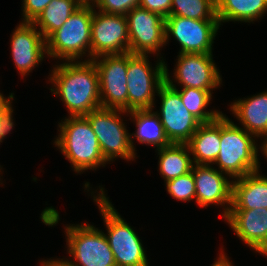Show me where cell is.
<instances>
[{
	"instance_id": "8",
	"label": "cell",
	"mask_w": 267,
	"mask_h": 266,
	"mask_svg": "<svg viewBox=\"0 0 267 266\" xmlns=\"http://www.w3.org/2000/svg\"><path fill=\"white\" fill-rule=\"evenodd\" d=\"M66 258L74 266H116L113 252L101 229L91 223L67 224L64 227ZM70 257L73 258L70 260Z\"/></svg>"
},
{
	"instance_id": "3",
	"label": "cell",
	"mask_w": 267,
	"mask_h": 266,
	"mask_svg": "<svg viewBox=\"0 0 267 266\" xmlns=\"http://www.w3.org/2000/svg\"><path fill=\"white\" fill-rule=\"evenodd\" d=\"M90 193L106 226L107 233L104 235L113 252L116 266H149L142 240L117 212L102 185Z\"/></svg>"
},
{
	"instance_id": "13",
	"label": "cell",
	"mask_w": 267,
	"mask_h": 266,
	"mask_svg": "<svg viewBox=\"0 0 267 266\" xmlns=\"http://www.w3.org/2000/svg\"><path fill=\"white\" fill-rule=\"evenodd\" d=\"M160 111H154L170 143L186 144L202 124L184 106L180 94L166 82L158 89Z\"/></svg>"
},
{
	"instance_id": "24",
	"label": "cell",
	"mask_w": 267,
	"mask_h": 266,
	"mask_svg": "<svg viewBox=\"0 0 267 266\" xmlns=\"http://www.w3.org/2000/svg\"><path fill=\"white\" fill-rule=\"evenodd\" d=\"M84 2L82 0H52L32 22L46 40L58 30Z\"/></svg>"
},
{
	"instance_id": "23",
	"label": "cell",
	"mask_w": 267,
	"mask_h": 266,
	"mask_svg": "<svg viewBox=\"0 0 267 266\" xmlns=\"http://www.w3.org/2000/svg\"><path fill=\"white\" fill-rule=\"evenodd\" d=\"M155 152L159 157L158 171L164 182L185 175L192 170L194 164L187 144L171 143L166 147L156 149Z\"/></svg>"
},
{
	"instance_id": "4",
	"label": "cell",
	"mask_w": 267,
	"mask_h": 266,
	"mask_svg": "<svg viewBox=\"0 0 267 266\" xmlns=\"http://www.w3.org/2000/svg\"><path fill=\"white\" fill-rule=\"evenodd\" d=\"M256 140V141H255ZM221 145L214 164L232 180L258 171L259 145L257 138L221 114Z\"/></svg>"
},
{
	"instance_id": "32",
	"label": "cell",
	"mask_w": 267,
	"mask_h": 266,
	"mask_svg": "<svg viewBox=\"0 0 267 266\" xmlns=\"http://www.w3.org/2000/svg\"><path fill=\"white\" fill-rule=\"evenodd\" d=\"M40 266H74L66 258H56V259H48L42 260Z\"/></svg>"
},
{
	"instance_id": "14",
	"label": "cell",
	"mask_w": 267,
	"mask_h": 266,
	"mask_svg": "<svg viewBox=\"0 0 267 266\" xmlns=\"http://www.w3.org/2000/svg\"><path fill=\"white\" fill-rule=\"evenodd\" d=\"M129 52L126 15L108 14L93 7L91 23V60L112 54Z\"/></svg>"
},
{
	"instance_id": "34",
	"label": "cell",
	"mask_w": 267,
	"mask_h": 266,
	"mask_svg": "<svg viewBox=\"0 0 267 266\" xmlns=\"http://www.w3.org/2000/svg\"><path fill=\"white\" fill-rule=\"evenodd\" d=\"M262 143L259 145V149L261 151V154L265 156V158L267 159V137L261 141Z\"/></svg>"
},
{
	"instance_id": "5",
	"label": "cell",
	"mask_w": 267,
	"mask_h": 266,
	"mask_svg": "<svg viewBox=\"0 0 267 266\" xmlns=\"http://www.w3.org/2000/svg\"><path fill=\"white\" fill-rule=\"evenodd\" d=\"M92 17L93 5L84 2L46 39L47 57L60 61H78L83 57L87 58L84 60H91Z\"/></svg>"
},
{
	"instance_id": "31",
	"label": "cell",
	"mask_w": 267,
	"mask_h": 266,
	"mask_svg": "<svg viewBox=\"0 0 267 266\" xmlns=\"http://www.w3.org/2000/svg\"><path fill=\"white\" fill-rule=\"evenodd\" d=\"M172 0H140L139 6L166 18L171 13Z\"/></svg>"
},
{
	"instance_id": "1",
	"label": "cell",
	"mask_w": 267,
	"mask_h": 266,
	"mask_svg": "<svg viewBox=\"0 0 267 266\" xmlns=\"http://www.w3.org/2000/svg\"><path fill=\"white\" fill-rule=\"evenodd\" d=\"M49 76L51 93L61 99L68 116H85L101 107L99 76L93 60L63 61L53 65Z\"/></svg>"
},
{
	"instance_id": "29",
	"label": "cell",
	"mask_w": 267,
	"mask_h": 266,
	"mask_svg": "<svg viewBox=\"0 0 267 266\" xmlns=\"http://www.w3.org/2000/svg\"><path fill=\"white\" fill-rule=\"evenodd\" d=\"M139 2L140 0H93L91 4L96 10L104 13L126 15L139 6Z\"/></svg>"
},
{
	"instance_id": "25",
	"label": "cell",
	"mask_w": 267,
	"mask_h": 266,
	"mask_svg": "<svg viewBox=\"0 0 267 266\" xmlns=\"http://www.w3.org/2000/svg\"><path fill=\"white\" fill-rule=\"evenodd\" d=\"M169 86L180 94L181 101L186 109L201 123H211L222 114L220 110H206L213 97L210 91L197 88H180V90L176 84Z\"/></svg>"
},
{
	"instance_id": "11",
	"label": "cell",
	"mask_w": 267,
	"mask_h": 266,
	"mask_svg": "<svg viewBox=\"0 0 267 266\" xmlns=\"http://www.w3.org/2000/svg\"><path fill=\"white\" fill-rule=\"evenodd\" d=\"M93 61L99 76L101 107L128 112V52L102 55Z\"/></svg>"
},
{
	"instance_id": "20",
	"label": "cell",
	"mask_w": 267,
	"mask_h": 266,
	"mask_svg": "<svg viewBox=\"0 0 267 266\" xmlns=\"http://www.w3.org/2000/svg\"><path fill=\"white\" fill-rule=\"evenodd\" d=\"M221 115L211 123H202L186 143L193 164L213 165L221 145Z\"/></svg>"
},
{
	"instance_id": "21",
	"label": "cell",
	"mask_w": 267,
	"mask_h": 266,
	"mask_svg": "<svg viewBox=\"0 0 267 266\" xmlns=\"http://www.w3.org/2000/svg\"><path fill=\"white\" fill-rule=\"evenodd\" d=\"M128 115H130L129 120L134 122L133 124L137 127L134 133H130V142L135 153L137 150L134 146V139L140 144L152 145L156 149L171 144L154 109L133 110L128 112Z\"/></svg>"
},
{
	"instance_id": "33",
	"label": "cell",
	"mask_w": 267,
	"mask_h": 266,
	"mask_svg": "<svg viewBox=\"0 0 267 266\" xmlns=\"http://www.w3.org/2000/svg\"><path fill=\"white\" fill-rule=\"evenodd\" d=\"M220 254L218 259H215L214 263L211 266H234L233 263L230 261L222 247L220 248Z\"/></svg>"
},
{
	"instance_id": "26",
	"label": "cell",
	"mask_w": 267,
	"mask_h": 266,
	"mask_svg": "<svg viewBox=\"0 0 267 266\" xmlns=\"http://www.w3.org/2000/svg\"><path fill=\"white\" fill-rule=\"evenodd\" d=\"M170 15L196 20H218L216 0H172Z\"/></svg>"
},
{
	"instance_id": "6",
	"label": "cell",
	"mask_w": 267,
	"mask_h": 266,
	"mask_svg": "<svg viewBox=\"0 0 267 266\" xmlns=\"http://www.w3.org/2000/svg\"><path fill=\"white\" fill-rule=\"evenodd\" d=\"M123 115L129 116L127 111L102 107L85 115L107 163L118 157L128 162L138 157L131 146L130 134L123 122Z\"/></svg>"
},
{
	"instance_id": "10",
	"label": "cell",
	"mask_w": 267,
	"mask_h": 266,
	"mask_svg": "<svg viewBox=\"0 0 267 266\" xmlns=\"http://www.w3.org/2000/svg\"><path fill=\"white\" fill-rule=\"evenodd\" d=\"M220 27L218 20L169 15L165 18V45L172 35L180 44L178 53L213 54L214 40Z\"/></svg>"
},
{
	"instance_id": "35",
	"label": "cell",
	"mask_w": 267,
	"mask_h": 266,
	"mask_svg": "<svg viewBox=\"0 0 267 266\" xmlns=\"http://www.w3.org/2000/svg\"><path fill=\"white\" fill-rule=\"evenodd\" d=\"M5 95L0 92V99L3 98Z\"/></svg>"
},
{
	"instance_id": "19",
	"label": "cell",
	"mask_w": 267,
	"mask_h": 266,
	"mask_svg": "<svg viewBox=\"0 0 267 266\" xmlns=\"http://www.w3.org/2000/svg\"><path fill=\"white\" fill-rule=\"evenodd\" d=\"M258 171L232 182V205L230 210L267 209V176Z\"/></svg>"
},
{
	"instance_id": "17",
	"label": "cell",
	"mask_w": 267,
	"mask_h": 266,
	"mask_svg": "<svg viewBox=\"0 0 267 266\" xmlns=\"http://www.w3.org/2000/svg\"><path fill=\"white\" fill-rule=\"evenodd\" d=\"M239 240L250 250L267 255V209L229 210L224 218Z\"/></svg>"
},
{
	"instance_id": "27",
	"label": "cell",
	"mask_w": 267,
	"mask_h": 266,
	"mask_svg": "<svg viewBox=\"0 0 267 266\" xmlns=\"http://www.w3.org/2000/svg\"><path fill=\"white\" fill-rule=\"evenodd\" d=\"M165 187L170 196L177 201L190 202L195 199L196 203L195 180L192 171L165 182Z\"/></svg>"
},
{
	"instance_id": "15",
	"label": "cell",
	"mask_w": 267,
	"mask_h": 266,
	"mask_svg": "<svg viewBox=\"0 0 267 266\" xmlns=\"http://www.w3.org/2000/svg\"><path fill=\"white\" fill-rule=\"evenodd\" d=\"M191 171L195 180L197 205L201 208L210 205L222 206L221 216L224 219L232 205L233 180L213 165L194 164Z\"/></svg>"
},
{
	"instance_id": "9",
	"label": "cell",
	"mask_w": 267,
	"mask_h": 266,
	"mask_svg": "<svg viewBox=\"0 0 267 266\" xmlns=\"http://www.w3.org/2000/svg\"><path fill=\"white\" fill-rule=\"evenodd\" d=\"M176 60L173 77L165 63V82L168 85L176 83L179 88H197L211 93L221 87L222 77L213 54L179 53Z\"/></svg>"
},
{
	"instance_id": "2",
	"label": "cell",
	"mask_w": 267,
	"mask_h": 266,
	"mask_svg": "<svg viewBox=\"0 0 267 266\" xmlns=\"http://www.w3.org/2000/svg\"><path fill=\"white\" fill-rule=\"evenodd\" d=\"M58 123L59 133L53 143L70 162L75 173L94 171L108 164L85 116H67Z\"/></svg>"
},
{
	"instance_id": "7",
	"label": "cell",
	"mask_w": 267,
	"mask_h": 266,
	"mask_svg": "<svg viewBox=\"0 0 267 266\" xmlns=\"http://www.w3.org/2000/svg\"><path fill=\"white\" fill-rule=\"evenodd\" d=\"M149 58L148 55L128 52V112L156 107L155 95L165 82V61L162 56L153 67Z\"/></svg>"
},
{
	"instance_id": "36",
	"label": "cell",
	"mask_w": 267,
	"mask_h": 266,
	"mask_svg": "<svg viewBox=\"0 0 267 266\" xmlns=\"http://www.w3.org/2000/svg\"><path fill=\"white\" fill-rule=\"evenodd\" d=\"M83 2H92L93 0H82Z\"/></svg>"
},
{
	"instance_id": "18",
	"label": "cell",
	"mask_w": 267,
	"mask_h": 266,
	"mask_svg": "<svg viewBox=\"0 0 267 266\" xmlns=\"http://www.w3.org/2000/svg\"><path fill=\"white\" fill-rule=\"evenodd\" d=\"M229 109L246 132L261 140L267 137V90L233 100Z\"/></svg>"
},
{
	"instance_id": "16",
	"label": "cell",
	"mask_w": 267,
	"mask_h": 266,
	"mask_svg": "<svg viewBox=\"0 0 267 266\" xmlns=\"http://www.w3.org/2000/svg\"><path fill=\"white\" fill-rule=\"evenodd\" d=\"M12 60L22 77L29 75L46 57V40L31 22H20L10 36Z\"/></svg>"
},
{
	"instance_id": "22",
	"label": "cell",
	"mask_w": 267,
	"mask_h": 266,
	"mask_svg": "<svg viewBox=\"0 0 267 266\" xmlns=\"http://www.w3.org/2000/svg\"><path fill=\"white\" fill-rule=\"evenodd\" d=\"M267 14V0H216L219 24L225 22L253 23Z\"/></svg>"
},
{
	"instance_id": "28",
	"label": "cell",
	"mask_w": 267,
	"mask_h": 266,
	"mask_svg": "<svg viewBox=\"0 0 267 266\" xmlns=\"http://www.w3.org/2000/svg\"><path fill=\"white\" fill-rule=\"evenodd\" d=\"M8 97L4 96L0 99V145L4 139H6L8 133L13 130L14 119H13V100H14V93H9ZM2 167L0 165V175L2 173Z\"/></svg>"
},
{
	"instance_id": "30",
	"label": "cell",
	"mask_w": 267,
	"mask_h": 266,
	"mask_svg": "<svg viewBox=\"0 0 267 266\" xmlns=\"http://www.w3.org/2000/svg\"><path fill=\"white\" fill-rule=\"evenodd\" d=\"M52 0H23L21 22H33Z\"/></svg>"
},
{
	"instance_id": "12",
	"label": "cell",
	"mask_w": 267,
	"mask_h": 266,
	"mask_svg": "<svg viewBox=\"0 0 267 266\" xmlns=\"http://www.w3.org/2000/svg\"><path fill=\"white\" fill-rule=\"evenodd\" d=\"M129 52L161 56L165 45V18L155 12L136 6L127 14ZM159 56V57H158Z\"/></svg>"
}]
</instances>
